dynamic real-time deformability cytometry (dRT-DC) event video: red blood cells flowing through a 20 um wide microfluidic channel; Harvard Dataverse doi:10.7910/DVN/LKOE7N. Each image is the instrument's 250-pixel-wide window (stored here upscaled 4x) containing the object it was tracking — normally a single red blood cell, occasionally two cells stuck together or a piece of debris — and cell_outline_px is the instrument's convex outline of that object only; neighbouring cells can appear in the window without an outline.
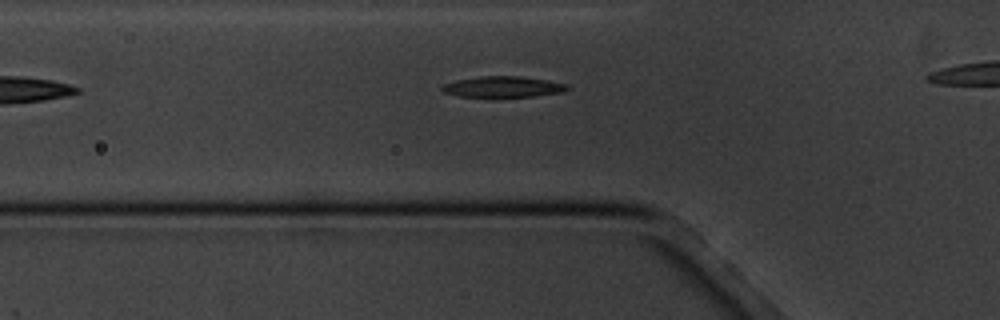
{"species": "common noctule bat (a hibernating species)", "species_latin": "Nyctalus noctula", "temperature_condition": "cold", "stored_images_in_passage": 4, "camera_frame_rate_fps": 3000, "um_per_image_px": 0.085, "animal": {"sex": "male", "body_mass_g": 20.1, "forearm_length_mm": 53.5}, "frame": {"image": 1, "passage_image": 2, "time_ms": 1.333, "image_size_px": [1000, 320], "cell_outline_px": [[572, 88], [564, 92], [536, 96], [460, 96], [444, 92], [440, 88], [444, 84], [456, 80], [480, 76], [516, 76], [548, 80], [568, 84]], "centroid_in_image_um": [42.82, 7.37], "position_along_channel_um": 83.0, "area_um2": 15.14}}